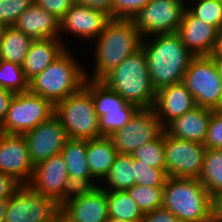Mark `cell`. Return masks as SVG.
Returning <instances> with one entry per match:
<instances>
[{
    "label": "cell",
    "mask_w": 222,
    "mask_h": 222,
    "mask_svg": "<svg viewBox=\"0 0 222 222\" xmlns=\"http://www.w3.org/2000/svg\"><path fill=\"white\" fill-rule=\"evenodd\" d=\"M162 208L180 222H212V196L199 179L168 177Z\"/></svg>",
    "instance_id": "4"
},
{
    "label": "cell",
    "mask_w": 222,
    "mask_h": 222,
    "mask_svg": "<svg viewBox=\"0 0 222 222\" xmlns=\"http://www.w3.org/2000/svg\"><path fill=\"white\" fill-rule=\"evenodd\" d=\"M196 107L192 93L180 82L164 87L156 93L155 114L165 128L171 121Z\"/></svg>",
    "instance_id": "20"
},
{
    "label": "cell",
    "mask_w": 222,
    "mask_h": 222,
    "mask_svg": "<svg viewBox=\"0 0 222 222\" xmlns=\"http://www.w3.org/2000/svg\"><path fill=\"white\" fill-rule=\"evenodd\" d=\"M213 111L196 106L184 115L171 121L164 128V131L173 138L204 144Z\"/></svg>",
    "instance_id": "22"
},
{
    "label": "cell",
    "mask_w": 222,
    "mask_h": 222,
    "mask_svg": "<svg viewBox=\"0 0 222 222\" xmlns=\"http://www.w3.org/2000/svg\"><path fill=\"white\" fill-rule=\"evenodd\" d=\"M61 216L68 222H106L108 215V191L101 186L77 188L61 204Z\"/></svg>",
    "instance_id": "15"
},
{
    "label": "cell",
    "mask_w": 222,
    "mask_h": 222,
    "mask_svg": "<svg viewBox=\"0 0 222 222\" xmlns=\"http://www.w3.org/2000/svg\"><path fill=\"white\" fill-rule=\"evenodd\" d=\"M61 204L21 185L8 199L4 222H58Z\"/></svg>",
    "instance_id": "10"
},
{
    "label": "cell",
    "mask_w": 222,
    "mask_h": 222,
    "mask_svg": "<svg viewBox=\"0 0 222 222\" xmlns=\"http://www.w3.org/2000/svg\"><path fill=\"white\" fill-rule=\"evenodd\" d=\"M33 170L24 135L0 132V172L11 175L21 185H27Z\"/></svg>",
    "instance_id": "17"
},
{
    "label": "cell",
    "mask_w": 222,
    "mask_h": 222,
    "mask_svg": "<svg viewBox=\"0 0 222 222\" xmlns=\"http://www.w3.org/2000/svg\"><path fill=\"white\" fill-rule=\"evenodd\" d=\"M54 112L55 106L49 100L30 91L16 93L10 100L0 132L23 135L49 120Z\"/></svg>",
    "instance_id": "9"
},
{
    "label": "cell",
    "mask_w": 222,
    "mask_h": 222,
    "mask_svg": "<svg viewBox=\"0 0 222 222\" xmlns=\"http://www.w3.org/2000/svg\"><path fill=\"white\" fill-rule=\"evenodd\" d=\"M219 30L194 16L187 8L177 30L181 41L194 56H211L217 46Z\"/></svg>",
    "instance_id": "18"
},
{
    "label": "cell",
    "mask_w": 222,
    "mask_h": 222,
    "mask_svg": "<svg viewBox=\"0 0 222 222\" xmlns=\"http://www.w3.org/2000/svg\"><path fill=\"white\" fill-rule=\"evenodd\" d=\"M106 222H130V221L123 220V219H117V218H114V217H109Z\"/></svg>",
    "instance_id": "47"
},
{
    "label": "cell",
    "mask_w": 222,
    "mask_h": 222,
    "mask_svg": "<svg viewBox=\"0 0 222 222\" xmlns=\"http://www.w3.org/2000/svg\"><path fill=\"white\" fill-rule=\"evenodd\" d=\"M34 2L60 20L75 3V0H34Z\"/></svg>",
    "instance_id": "38"
},
{
    "label": "cell",
    "mask_w": 222,
    "mask_h": 222,
    "mask_svg": "<svg viewBox=\"0 0 222 222\" xmlns=\"http://www.w3.org/2000/svg\"><path fill=\"white\" fill-rule=\"evenodd\" d=\"M5 26L0 22V38L2 37V33L4 30Z\"/></svg>",
    "instance_id": "48"
},
{
    "label": "cell",
    "mask_w": 222,
    "mask_h": 222,
    "mask_svg": "<svg viewBox=\"0 0 222 222\" xmlns=\"http://www.w3.org/2000/svg\"><path fill=\"white\" fill-rule=\"evenodd\" d=\"M117 155L112 140L109 137L87 140V162L92 176L96 180H104Z\"/></svg>",
    "instance_id": "25"
},
{
    "label": "cell",
    "mask_w": 222,
    "mask_h": 222,
    "mask_svg": "<svg viewBox=\"0 0 222 222\" xmlns=\"http://www.w3.org/2000/svg\"><path fill=\"white\" fill-rule=\"evenodd\" d=\"M197 4L186 8L197 18L215 26L218 30L222 28V0H196Z\"/></svg>",
    "instance_id": "33"
},
{
    "label": "cell",
    "mask_w": 222,
    "mask_h": 222,
    "mask_svg": "<svg viewBox=\"0 0 222 222\" xmlns=\"http://www.w3.org/2000/svg\"><path fill=\"white\" fill-rule=\"evenodd\" d=\"M212 222H222V190L212 196Z\"/></svg>",
    "instance_id": "43"
},
{
    "label": "cell",
    "mask_w": 222,
    "mask_h": 222,
    "mask_svg": "<svg viewBox=\"0 0 222 222\" xmlns=\"http://www.w3.org/2000/svg\"><path fill=\"white\" fill-rule=\"evenodd\" d=\"M84 87L91 93L95 112L99 117L101 136L109 137L122 129L139 110L102 81L86 79Z\"/></svg>",
    "instance_id": "8"
},
{
    "label": "cell",
    "mask_w": 222,
    "mask_h": 222,
    "mask_svg": "<svg viewBox=\"0 0 222 222\" xmlns=\"http://www.w3.org/2000/svg\"><path fill=\"white\" fill-rule=\"evenodd\" d=\"M211 56H222V28L218 32V42L214 53Z\"/></svg>",
    "instance_id": "44"
},
{
    "label": "cell",
    "mask_w": 222,
    "mask_h": 222,
    "mask_svg": "<svg viewBox=\"0 0 222 222\" xmlns=\"http://www.w3.org/2000/svg\"><path fill=\"white\" fill-rule=\"evenodd\" d=\"M198 179L211 196L222 190V149L207 148Z\"/></svg>",
    "instance_id": "28"
},
{
    "label": "cell",
    "mask_w": 222,
    "mask_h": 222,
    "mask_svg": "<svg viewBox=\"0 0 222 222\" xmlns=\"http://www.w3.org/2000/svg\"><path fill=\"white\" fill-rule=\"evenodd\" d=\"M131 155L151 167L165 168L164 131L156 139L140 146Z\"/></svg>",
    "instance_id": "32"
},
{
    "label": "cell",
    "mask_w": 222,
    "mask_h": 222,
    "mask_svg": "<svg viewBox=\"0 0 222 222\" xmlns=\"http://www.w3.org/2000/svg\"><path fill=\"white\" fill-rule=\"evenodd\" d=\"M95 68L89 80L101 81L123 60L142 47L143 36L131 19H111L96 38Z\"/></svg>",
    "instance_id": "2"
},
{
    "label": "cell",
    "mask_w": 222,
    "mask_h": 222,
    "mask_svg": "<svg viewBox=\"0 0 222 222\" xmlns=\"http://www.w3.org/2000/svg\"><path fill=\"white\" fill-rule=\"evenodd\" d=\"M187 0H151L131 19L142 34L153 36L177 33Z\"/></svg>",
    "instance_id": "11"
},
{
    "label": "cell",
    "mask_w": 222,
    "mask_h": 222,
    "mask_svg": "<svg viewBox=\"0 0 222 222\" xmlns=\"http://www.w3.org/2000/svg\"><path fill=\"white\" fill-rule=\"evenodd\" d=\"M0 87L14 94L29 91V81L24 75L22 66L0 60Z\"/></svg>",
    "instance_id": "31"
},
{
    "label": "cell",
    "mask_w": 222,
    "mask_h": 222,
    "mask_svg": "<svg viewBox=\"0 0 222 222\" xmlns=\"http://www.w3.org/2000/svg\"><path fill=\"white\" fill-rule=\"evenodd\" d=\"M204 145L206 148L222 149V110L212 112Z\"/></svg>",
    "instance_id": "37"
},
{
    "label": "cell",
    "mask_w": 222,
    "mask_h": 222,
    "mask_svg": "<svg viewBox=\"0 0 222 222\" xmlns=\"http://www.w3.org/2000/svg\"><path fill=\"white\" fill-rule=\"evenodd\" d=\"M68 48L44 71L29 81V91L49 100L54 106L78 92L89 74Z\"/></svg>",
    "instance_id": "5"
},
{
    "label": "cell",
    "mask_w": 222,
    "mask_h": 222,
    "mask_svg": "<svg viewBox=\"0 0 222 222\" xmlns=\"http://www.w3.org/2000/svg\"><path fill=\"white\" fill-rule=\"evenodd\" d=\"M151 0H113L112 19H132Z\"/></svg>",
    "instance_id": "36"
},
{
    "label": "cell",
    "mask_w": 222,
    "mask_h": 222,
    "mask_svg": "<svg viewBox=\"0 0 222 222\" xmlns=\"http://www.w3.org/2000/svg\"><path fill=\"white\" fill-rule=\"evenodd\" d=\"M101 81L139 109L154 106L157 92L151 83L146 55L142 48L123 60Z\"/></svg>",
    "instance_id": "3"
},
{
    "label": "cell",
    "mask_w": 222,
    "mask_h": 222,
    "mask_svg": "<svg viewBox=\"0 0 222 222\" xmlns=\"http://www.w3.org/2000/svg\"><path fill=\"white\" fill-rule=\"evenodd\" d=\"M135 166V177L137 185L144 186H164L168 178L166 168H154L143 163L142 160L133 158Z\"/></svg>",
    "instance_id": "34"
},
{
    "label": "cell",
    "mask_w": 222,
    "mask_h": 222,
    "mask_svg": "<svg viewBox=\"0 0 222 222\" xmlns=\"http://www.w3.org/2000/svg\"><path fill=\"white\" fill-rule=\"evenodd\" d=\"M112 2L113 0H75L83 6L90 7L95 10L102 11L112 18Z\"/></svg>",
    "instance_id": "41"
},
{
    "label": "cell",
    "mask_w": 222,
    "mask_h": 222,
    "mask_svg": "<svg viewBox=\"0 0 222 222\" xmlns=\"http://www.w3.org/2000/svg\"><path fill=\"white\" fill-rule=\"evenodd\" d=\"M7 206H8V199H1L0 200V222L5 221Z\"/></svg>",
    "instance_id": "45"
},
{
    "label": "cell",
    "mask_w": 222,
    "mask_h": 222,
    "mask_svg": "<svg viewBox=\"0 0 222 222\" xmlns=\"http://www.w3.org/2000/svg\"><path fill=\"white\" fill-rule=\"evenodd\" d=\"M106 191L127 190L136 184L135 166L131 154L117 153L108 175L104 178Z\"/></svg>",
    "instance_id": "27"
},
{
    "label": "cell",
    "mask_w": 222,
    "mask_h": 222,
    "mask_svg": "<svg viewBox=\"0 0 222 222\" xmlns=\"http://www.w3.org/2000/svg\"><path fill=\"white\" fill-rule=\"evenodd\" d=\"M111 19L102 11L74 3L59 21L60 35L65 31L81 39L96 40Z\"/></svg>",
    "instance_id": "19"
},
{
    "label": "cell",
    "mask_w": 222,
    "mask_h": 222,
    "mask_svg": "<svg viewBox=\"0 0 222 222\" xmlns=\"http://www.w3.org/2000/svg\"><path fill=\"white\" fill-rule=\"evenodd\" d=\"M60 38L33 40L23 62L22 70L28 81L44 71L67 48Z\"/></svg>",
    "instance_id": "24"
},
{
    "label": "cell",
    "mask_w": 222,
    "mask_h": 222,
    "mask_svg": "<svg viewBox=\"0 0 222 222\" xmlns=\"http://www.w3.org/2000/svg\"><path fill=\"white\" fill-rule=\"evenodd\" d=\"M20 186L11 175L0 172V200L9 199Z\"/></svg>",
    "instance_id": "40"
},
{
    "label": "cell",
    "mask_w": 222,
    "mask_h": 222,
    "mask_svg": "<svg viewBox=\"0 0 222 222\" xmlns=\"http://www.w3.org/2000/svg\"><path fill=\"white\" fill-rule=\"evenodd\" d=\"M164 128L153 108L139 109L122 129L112 133L117 153L132 154L140 146L156 139Z\"/></svg>",
    "instance_id": "14"
},
{
    "label": "cell",
    "mask_w": 222,
    "mask_h": 222,
    "mask_svg": "<svg viewBox=\"0 0 222 222\" xmlns=\"http://www.w3.org/2000/svg\"><path fill=\"white\" fill-rule=\"evenodd\" d=\"M60 20L33 2L13 25L32 40L61 38Z\"/></svg>",
    "instance_id": "21"
},
{
    "label": "cell",
    "mask_w": 222,
    "mask_h": 222,
    "mask_svg": "<svg viewBox=\"0 0 222 222\" xmlns=\"http://www.w3.org/2000/svg\"><path fill=\"white\" fill-rule=\"evenodd\" d=\"M87 140L68 139L61 150L67 166L69 179L76 188L98 187L92 176L86 157ZM96 182H94V181Z\"/></svg>",
    "instance_id": "23"
},
{
    "label": "cell",
    "mask_w": 222,
    "mask_h": 222,
    "mask_svg": "<svg viewBox=\"0 0 222 222\" xmlns=\"http://www.w3.org/2000/svg\"><path fill=\"white\" fill-rule=\"evenodd\" d=\"M206 150L204 144L173 138L164 131L165 168L168 177L198 179Z\"/></svg>",
    "instance_id": "12"
},
{
    "label": "cell",
    "mask_w": 222,
    "mask_h": 222,
    "mask_svg": "<svg viewBox=\"0 0 222 222\" xmlns=\"http://www.w3.org/2000/svg\"><path fill=\"white\" fill-rule=\"evenodd\" d=\"M33 2L34 0H0V22L4 26H13L19 15Z\"/></svg>",
    "instance_id": "35"
},
{
    "label": "cell",
    "mask_w": 222,
    "mask_h": 222,
    "mask_svg": "<svg viewBox=\"0 0 222 222\" xmlns=\"http://www.w3.org/2000/svg\"><path fill=\"white\" fill-rule=\"evenodd\" d=\"M108 215L130 222H139L144 215L126 190L108 191Z\"/></svg>",
    "instance_id": "29"
},
{
    "label": "cell",
    "mask_w": 222,
    "mask_h": 222,
    "mask_svg": "<svg viewBox=\"0 0 222 222\" xmlns=\"http://www.w3.org/2000/svg\"><path fill=\"white\" fill-rule=\"evenodd\" d=\"M58 222H68L62 216L59 217Z\"/></svg>",
    "instance_id": "49"
},
{
    "label": "cell",
    "mask_w": 222,
    "mask_h": 222,
    "mask_svg": "<svg viewBox=\"0 0 222 222\" xmlns=\"http://www.w3.org/2000/svg\"><path fill=\"white\" fill-rule=\"evenodd\" d=\"M182 83L192 93L196 106L222 110V78L211 56H195Z\"/></svg>",
    "instance_id": "7"
},
{
    "label": "cell",
    "mask_w": 222,
    "mask_h": 222,
    "mask_svg": "<svg viewBox=\"0 0 222 222\" xmlns=\"http://www.w3.org/2000/svg\"><path fill=\"white\" fill-rule=\"evenodd\" d=\"M150 38H143L141 48L146 55L151 83L158 92L164 87L182 82L195 56L177 33L153 35Z\"/></svg>",
    "instance_id": "1"
},
{
    "label": "cell",
    "mask_w": 222,
    "mask_h": 222,
    "mask_svg": "<svg viewBox=\"0 0 222 222\" xmlns=\"http://www.w3.org/2000/svg\"><path fill=\"white\" fill-rule=\"evenodd\" d=\"M23 135L34 166L52 156L61 154V150L69 139L65 128L55 115Z\"/></svg>",
    "instance_id": "16"
},
{
    "label": "cell",
    "mask_w": 222,
    "mask_h": 222,
    "mask_svg": "<svg viewBox=\"0 0 222 222\" xmlns=\"http://www.w3.org/2000/svg\"><path fill=\"white\" fill-rule=\"evenodd\" d=\"M143 214L162 208L163 186H144L134 184L126 190Z\"/></svg>",
    "instance_id": "30"
},
{
    "label": "cell",
    "mask_w": 222,
    "mask_h": 222,
    "mask_svg": "<svg viewBox=\"0 0 222 222\" xmlns=\"http://www.w3.org/2000/svg\"><path fill=\"white\" fill-rule=\"evenodd\" d=\"M139 222H180V220L169 210L159 208L144 214Z\"/></svg>",
    "instance_id": "39"
},
{
    "label": "cell",
    "mask_w": 222,
    "mask_h": 222,
    "mask_svg": "<svg viewBox=\"0 0 222 222\" xmlns=\"http://www.w3.org/2000/svg\"><path fill=\"white\" fill-rule=\"evenodd\" d=\"M27 185L36 193L55 199L60 204L77 189L69 179L67 166L61 154L35 165L32 178Z\"/></svg>",
    "instance_id": "13"
},
{
    "label": "cell",
    "mask_w": 222,
    "mask_h": 222,
    "mask_svg": "<svg viewBox=\"0 0 222 222\" xmlns=\"http://www.w3.org/2000/svg\"><path fill=\"white\" fill-rule=\"evenodd\" d=\"M54 115L65 128L69 139L91 140L102 137L91 93L84 86L58 102Z\"/></svg>",
    "instance_id": "6"
},
{
    "label": "cell",
    "mask_w": 222,
    "mask_h": 222,
    "mask_svg": "<svg viewBox=\"0 0 222 222\" xmlns=\"http://www.w3.org/2000/svg\"><path fill=\"white\" fill-rule=\"evenodd\" d=\"M214 61H215V64L218 68V71H219V74L222 78V56H211Z\"/></svg>",
    "instance_id": "46"
},
{
    "label": "cell",
    "mask_w": 222,
    "mask_h": 222,
    "mask_svg": "<svg viewBox=\"0 0 222 222\" xmlns=\"http://www.w3.org/2000/svg\"><path fill=\"white\" fill-rule=\"evenodd\" d=\"M13 95V92L0 87V126L6 117L8 106Z\"/></svg>",
    "instance_id": "42"
},
{
    "label": "cell",
    "mask_w": 222,
    "mask_h": 222,
    "mask_svg": "<svg viewBox=\"0 0 222 222\" xmlns=\"http://www.w3.org/2000/svg\"><path fill=\"white\" fill-rule=\"evenodd\" d=\"M32 41L14 26H5L0 38V60L22 65Z\"/></svg>",
    "instance_id": "26"
}]
</instances>
